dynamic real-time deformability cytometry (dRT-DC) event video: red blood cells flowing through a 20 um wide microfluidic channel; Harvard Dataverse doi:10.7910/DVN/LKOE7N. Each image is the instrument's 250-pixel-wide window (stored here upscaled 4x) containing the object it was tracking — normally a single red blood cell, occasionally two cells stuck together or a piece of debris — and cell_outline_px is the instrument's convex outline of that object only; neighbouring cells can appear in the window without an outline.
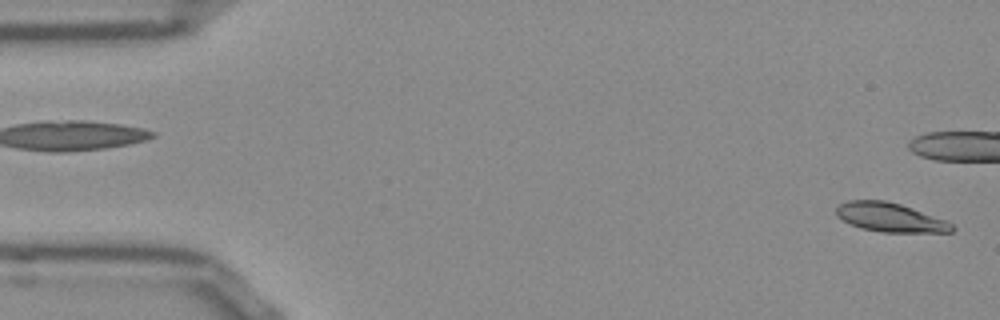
{"species": "Egyptian fruit bat (a non-hibernating species)", "species_latin": "Rousettus aegyptiacus", "temperature_condition": "room temperature", "stored_images_in_passage": 53, "camera_frame_rate_fps": 3000, "um_per_image_px": 0.085, "frame": {"image": 1, "passage_image": 1, "time_ms": 0.0, "image_size_px": [1000, 320], "cell_outline_px": [[956, 228], [952, 232], [884, 232], [860, 228], [836, 216], [836, 208], [840, 204], [848, 200], [884, 200], [900, 204], [948, 220]], "centroid_in_image_um": [75.7, 18.48], "position_along_channel_um": 9.3, "area_um2": 19.54}}
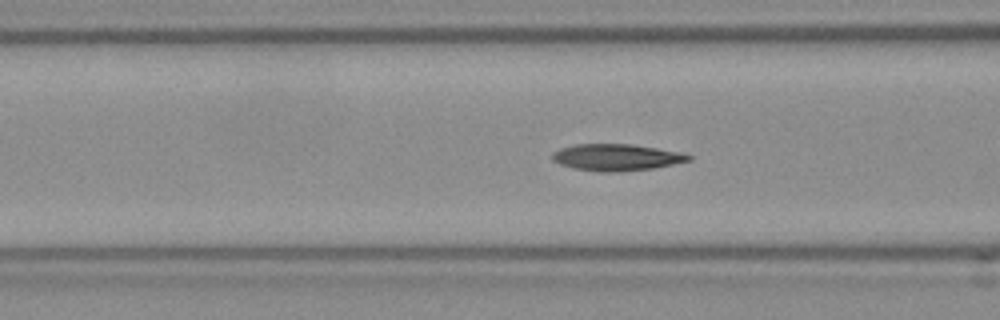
{"frame": {"image": 2, "passage_image": 19, "time_ms": 6.0, "image_size_px": [1000, 320], "cell_outline_px": [[692, 160], [652, 168], [616, 172], [600, 172], [572, 168], [560, 164], [552, 160], [552, 152], [560, 148], [576, 144], [632, 144], [680, 152], [692, 156]], "centroid_in_image_um": [52.36, 13.37], "position_along_channel_um": 114.2, "area_um2": 21.15}}
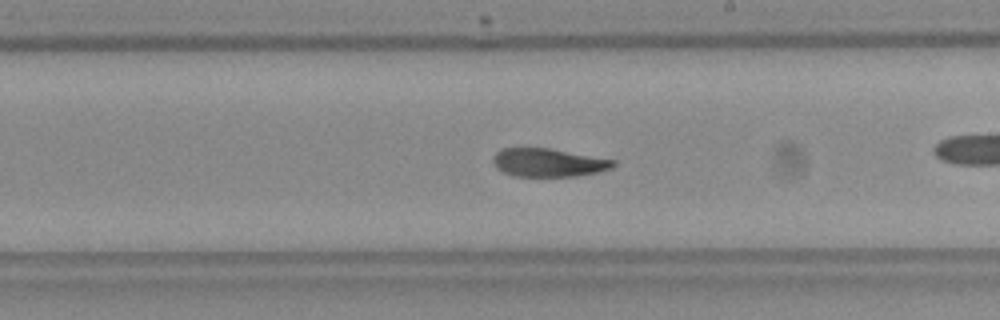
{"frame": {"image": 3, "passage_image": 29, "time_ms": 9.333, "image_size_px": [1000, 320], "cell_outline_px": [[616, 164], [612, 168], [596, 172], [572, 176], [512, 176], [496, 168], [492, 160], [496, 152], [504, 148], [548, 148], [616, 160]], "centroid_in_image_um": [46.59, 13.82], "position_along_channel_um": 242.4, "area_um2": 19.65}, "authors_computed_cell_mechanics": {"area_um2": 20.4034, "velocity_mm_per_s": 3.845, "shape_relaxation_time_tau1_ms": 4.8058, "shape_relaxation_time_tau2_ms": 2.9227, "deformation_change_tau1": 0.1678, "deformation_change_tau2": 0.0952}}